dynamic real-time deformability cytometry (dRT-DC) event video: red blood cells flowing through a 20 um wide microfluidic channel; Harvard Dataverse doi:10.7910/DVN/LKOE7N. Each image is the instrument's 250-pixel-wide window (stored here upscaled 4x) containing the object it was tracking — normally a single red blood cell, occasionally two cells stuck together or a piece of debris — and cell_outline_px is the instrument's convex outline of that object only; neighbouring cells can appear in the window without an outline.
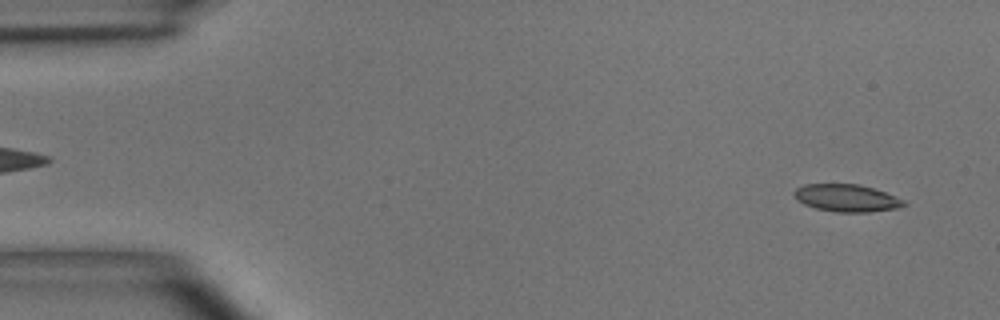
{"species": "common noctule bat (a hibernating species)", "species_latin": "Nyctalus noctula", "temperature_condition": "room temperature", "stored_images_in_passage": 49, "camera_frame_rate_fps": 3000, "um_per_image_px": 0.085, "animal": {"sex": "male", "body_mass_g": 15.6}, "frame": {"image": 1, "passage_image": 2, "time_ms": 0.333, "image_size_px": [1000, 320], "cell_outline_px": [[908, 204], [900, 208], [868, 212], [836, 212], [816, 208], [804, 204], [796, 200], [792, 192], [796, 188], [804, 184], [860, 184], [896, 196], [904, 200]], "centroid_in_image_um": [71.96, 16.83], "position_along_channel_um": 13.0, "area_um2": 17.63}}
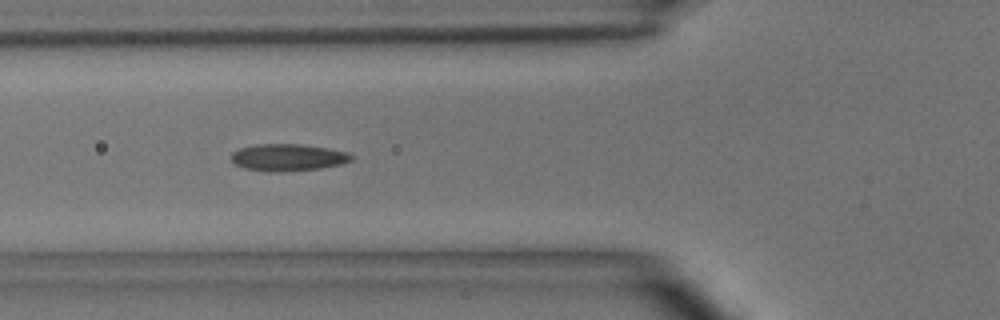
{"frame": {"image": 2, "passage_image": 17, "time_ms": 5.333, "image_size_px": [1000, 320], "cell_outline_px": [[356, 156], [352, 160], [340, 164], [320, 168], [280, 172], [244, 168], [236, 164], [232, 160], [232, 152], [240, 148], [256, 144], [300, 144], [328, 148], [348, 152]], "centroid_in_image_um": [24.52, 13.37], "position_along_channel_um": 101.3, "area_um2": 18.79}}
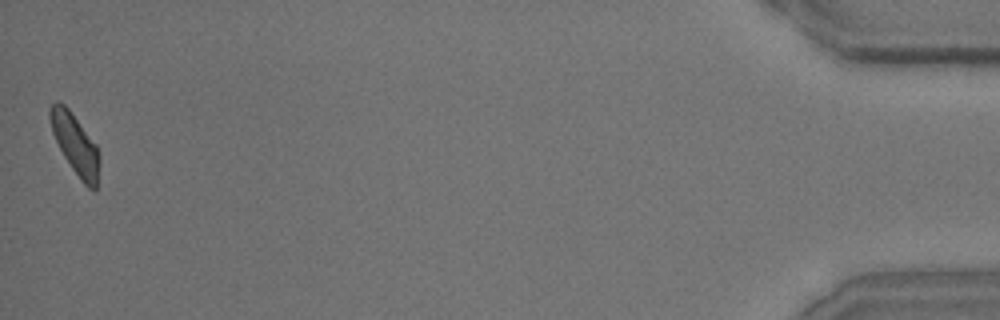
{"frame": {"image": 3, "passage_image": 49, "time_ms": 16.0, "image_size_px": [1000, 320], "cell_outline_px": [[100, 164], [96, 188], [88, 188], [80, 180], [64, 156], [52, 132], [48, 116], [48, 108], [56, 100], [64, 104], [68, 108], [96, 144], [100, 156]], "centroid_in_image_um": [6.39, 12.24], "position_along_channel_um": 428.8, "area_um2": 17.28}, "authors_computed_cell_mechanics": {"area_um2": 17.918, "velocity_mm_per_s": 3.9392, "shape_relaxation_time_tau1_ms": 5.4489, "shape_relaxation_time_tau2_ms": 2.1043, "deformation_change_tau1": 0.1512, "deformation_change_tau2": 0.0905}}